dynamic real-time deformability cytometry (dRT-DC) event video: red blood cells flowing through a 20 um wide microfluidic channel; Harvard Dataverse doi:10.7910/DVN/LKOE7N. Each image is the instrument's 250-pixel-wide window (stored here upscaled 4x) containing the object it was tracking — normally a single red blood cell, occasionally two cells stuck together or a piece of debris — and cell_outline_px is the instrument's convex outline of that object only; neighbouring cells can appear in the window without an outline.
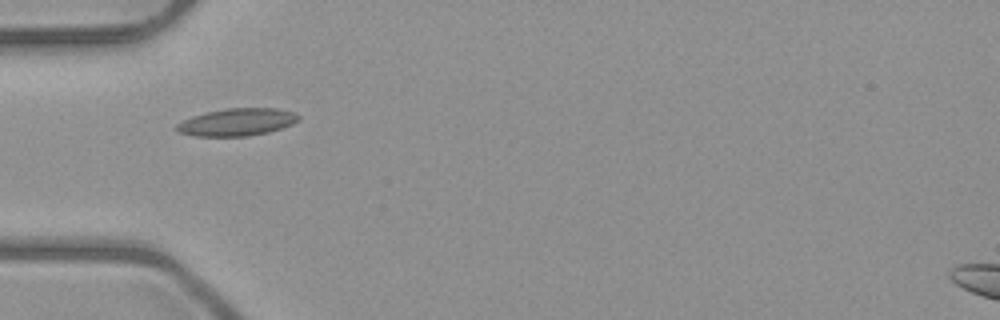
{"species": "common noctule bat (a hibernating species)", "species_latin": "Nyctalus noctula", "temperature_condition": "room temperature", "stored_images_in_passage": 8, "camera_frame_rate_fps": 3000, "um_per_image_px": 0.085, "animal": {"sex": "male", "body_mass_g": 23.1, "forearm_length_mm": 52.7}, "frame": {"image": 1, "passage_image": 5, "time_ms": 4.667, "image_size_px": [1000, 320], "cell_outline_px": [[300, 120], [292, 124], [268, 132], [248, 136], [192, 136], [180, 132], [176, 128], [176, 124], [192, 116], [204, 112], [228, 108], [280, 108], [296, 112], [300, 116]], "centroid_in_image_um": [20.18, 10.37], "position_along_channel_um": 64.8, "area_um2": 19.59}}
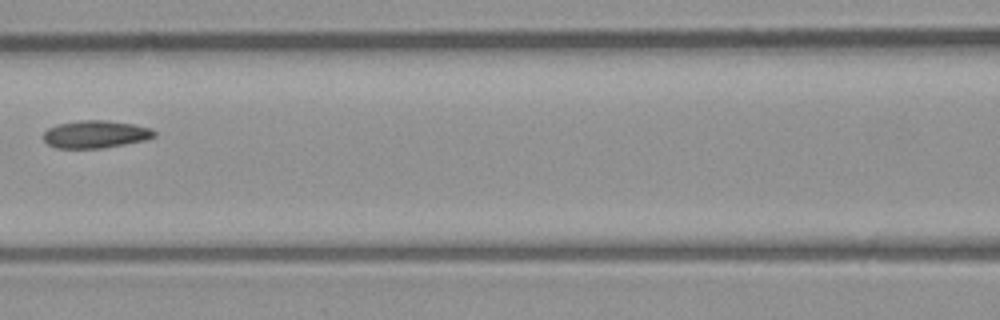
{"frame": {"image": 2, "passage_image": 7, "time_ms": 7.0, "image_size_px": [1000, 320], "cell_outline_px": [[156, 136], [144, 140], [104, 148], [56, 148], [48, 144], [44, 140], [44, 132], [48, 128], [56, 124], [80, 120], [108, 120], [132, 124], [152, 128], [156, 132]], "centroid_in_image_um": [8.12, 11.4], "position_along_channel_um": 158.5, "area_um2": 17.86}}
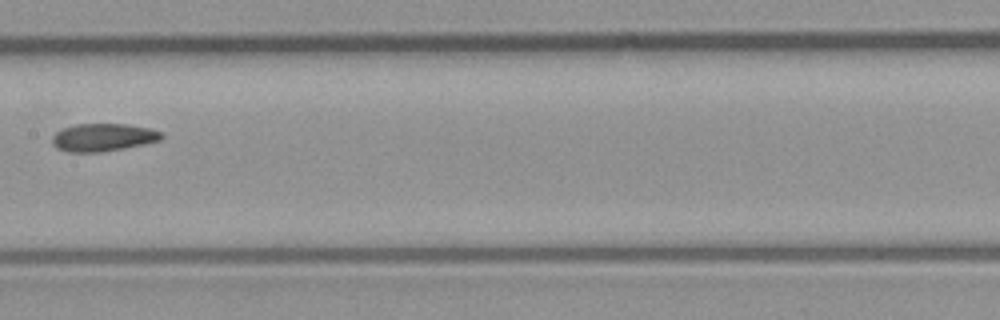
{"frame": {"image": 3, "passage_image": 8, "time_ms": 8.0, "image_size_px": [1000, 320], "cell_outline_px": [[164, 136], [160, 140], [144, 144], [124, 148], [100, 152], [68, 152], [56, 148], [52, 144], [52, 136], [56, 132], [64, 128], [76, 124], [124, 124], [148, 128], [160, 132]], "centroid_in_image_um": [8.73, 11.68], "position_along_channel_um": 198.7, "area_um2": 17.57}}